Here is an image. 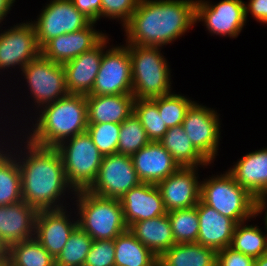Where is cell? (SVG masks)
Instances as JSON below:
<instances>
[{
    "mask_svg": "<svg viewBox=\"0 0 267 266\" xmlns=\"http://www.w3.org/2000/svg\"><path fill=\"white\" fill-rule=\"evenodd\" d=\"M196 209L200 223L197 243L216 251L230 246L237 223L206 205L201 199Z\"/></svg>",
    "mask_w": 267,
    "mask_h": 266,
    "instance_id": "cell-23",
    "label": "cell"
},
{
    "mask_svg": "<svg viewBox=\"0 0 267 266\" xmlns=\"http://www.w3.org/2000/svg\"><path fill=\"white\" fill-rule=\"evenodd\" d=\"M254 266H267V253L255 258Z\"/></svg>",
    "mask_w": 267,
    "mask_h": 266,
    "instance_id": "cell-45",
    "label": "cell"
},
{
    "mask_svg": "<svg viewBox=\"0 0 267 266\" xmlns=\"http://www.w3.org/2000/svg\"><path fill=\"white\" fill-rule=\"evenodd\" d=\"M21 75L27 82L37 111L69 94L63 65L48 60L42 55L24 66Z\"/></svg>",
    "mask_w": 267,
    "mask_h": 266,
    "instance_id": "cell-8",
    "label": "cell"
},
{
    "mask_svg": "<svg viewBox=\"0 0 267 266\" xmlns=\"http://www.w3.org/2000/svg\"><path fill=\"white\" fill-rule=\"evenodd\" d=\"M0 266H11L10 263L6 260L3 262H0Z\"/></svg>",
    "mask_w": 267,
    "mask_h": 266,
    "instance_id": "cell-47",
    "label": "cell"
},
{
    "mask_svg": "<svg viewBox=\"0 0 267 266\" xmlns=\"http://www.w3.org/2000/svg\"><path fill=\"white\" fill-rule=\"evenodd\" d=\"M250 13L257 22L267 24V0H249L245 3V18Z\"/></svg>",
    "mask_w": 267,
    "mask_h": 266,
    "instance_id": "cell-42",
    "label": "cell"
},
{
    "mask_svg": "<svg viewBox=\"0 0 267 266\" xmlns=\"http://www.w3.org/2000/svg\"><path fill=\"white\" fill-rule=\"evenodd\" d=\"M55 148L61 155L68 183L75 191L87 189L94 182L103 159L88 132L68 138Z\"/></svg>",
    "mask_w": 267,
    "mask_h": 266,
    "instance_id": "cell-7",
    "label": "cell"
},
{
    "mask_svg": "<svg viewBox=\"0 0 267 266\" xmlns=\"http://www.w3.org/2000/svg\"><path fill=\"white\" fill-rule=\"evenodd\" d=\"M84 266H115L114 240H94Z\"/></svg>",
    "mask_w": 267,
    "mask_h": 266,
    "instance_id": "cell-39",
    "label": "cell"
},
{
    "mask_svg": "<svg viewBox=\"0 0 267 266\" xmlns=\"http://www.w3.org/2000/svg\"><path fill=\"white\" fill-rule=\"evenodd\" d=\"M255 258L245 255L230 246L217 251L216 266H254Z\"/></svg>",
    "mask_w": 267,
    "mask_h": 266,
    "instance_id": "cell-40",
    "label": "cell"
},
{
    "mask_svg": "<svg viewBox=\"0 0 267 266\" xmlns=\"http://www.w3.org/2000/svg\"><path fill=\"white\" fill-rule=\"evenodd\" d=\"M22 136L26 140L23 150L20 146L18 151L10 147L11 144L7 146L20 167L22 200L38 211L69 207L64 205V196L67 198L65 193L75 194L76 191L67 181L59 151L53 147L32 144Z\"/></svg>",
    "mask_w": 267,
    "mask_h": 266,
    "instance_id": "cell-1",
    "label": "cell"
},
{
    "mask_svg": "<svg viewBox=\"0 0 267 266\" xmlns=\"http://www.w3.org/2000/svg\"><path fill=\"white\" fill-rule=\"evenodd\" d=\"M196 0H140L123 26L127 45L161 47L196 24Z\"/></svg>",
    "mask_w": 267,
    "mask_h": 266,
    "instance_id": "cell-2",
    "label": "cell"
},
{
    "mask_svg": "<svg viewBox=\"0 0 267 266\" xmlns=\"http://www.w3.org/2000/svg\"><path fill=\"white\" fill-rule=\"evenodd\" d=\"M128 229L158 258L176 244L168 214L135 222Z\"/></svg>",
    "mask_w": 267,
    "mask_h": 266,
    "instance_id": "cell-25",
    "label": "cell"
},
{
    "mask_svg": "<svg viewBox=\"0 0 267 266\" xmlns=\"http://www.w3.org/2000/svg\"><path fill=\"white\" fill-rule=\"evenodd\" d=\"M73 198L78 226L93 240H114L128 230L120 199L102 197L86 189L77 190Z\"/></svg>",
    "mask_w": 267,
    "mask_h": 266,
    "instance_id": "cell-4",
    "label": "cell"
},
{
    "mask_svg": "<svg viewBox=\"0 0 267 266\" xmlns=\"http://www.w3.org/2000/svg\"><path fill=\"white\" fill-rule=\"evenodd\" d=\"M93 239L77 226L55 259L56 266H84Z\"/></svg>",
    "mask_w": 267,
    "mask_h": 266,
    "instance_id": "cell-32",
    "label": "cell"
},
{
    "mask_svg": "<svg viewBox=\"0 0 267 266\" xmlns=\"http://www.w3.org/2000/svg\"><path fill=\"white\" fill-rule=\"evenodd\" d=\"M38 210L23 200L0 206V238L10 245L34 237Z\"/></svg>",
    "mask_w": 267,
    "mask_h": 266,
    "instance_id": "cell-22",
    "label": "cell"
},
{
    "mask_svg": "<svg viewBox=\"0 0 267 266\" xmlns=\"http://www.w3.org/2000/svg\"><path fill=\"white\" fill-rule=\"evenodd\" d=\"M198 167H180L156 185L167 212L194 207L200 201Z\"/></svg>",
    "mask_w": 267,
    "mask_h": 266,
    "instance_id": "cell-15",
    "label": "cell"
},
{
    "mask_svg": "<svg viewBox=\"0 0 267 266\" xmlns=\"http://www.w3.org/2000/svg\"><path fill=\"white\" fill-rule=\"evenodd\" d=\"M120 128L117 123H96L88 124L87 132L100 153L108 156L117 153Z\"/></svg>",
    "mask_w": 267,
    "mask_h": 266,
    "instance_id": "cell-37",
    "label": "cell"
},
{
    "mask_svg": "<svg viewBox=\"0 0 267 266\" xmlns=\"http://www.w3.org/2000/svg\"><path fill=\"white\" fill-rule=\"evenodd\" d=\"M140 183L131 156L114 153L103 156L96 178L86 190L102 197L121 199Z\"/></svg>",
    "mask_w": 267,
    "mask_h": 266,
    "instance_id": "cell-12",
    "label": "cell"
},
{
    "mask_svg": "<svg viewBox=\"0 0 267 266\" xmlns=\"http://www.w3.org/2000/svg\"><path fill=\"white\" fill-rule=\"evenodd\" d=\"M75 8L92 22L101 19V0H71Z\"/></svg>",
    "mask_w": 267,
    "mask_h": 266,
    "instance_id": "cell-41",
    "label": "cell"
},
{
    "mask_svg": "<svg viewBox=\"0 0 267 266\" xmlns=\"http://www.w3.org/2000/svg\"><path fill=\"white\" fill-rule=\"evenodd\" d=\"M11 266H56L52 255L33 237L8 247Z\"/></svg>",
    "mask_w": 267,
    "mask_h": 266,
    "instance_id": "cell-31",
    "label": "cell"
},
{
    "mask_svg": "<svg viewBox=\"0 0 267 266\" xmlns=\"http://www.w3.org/2000/svg\"><path fill=\"white\" fill-rule=\"evenodd\" d=\"M195 21H202L211 35L237 38L246 26L245 2L221 0L213 5L212 1L196 0Z\"/></svg>",
    "mask_w": 267,
    "mask_h": 266,
    "instance_id": "cell-13",
    "label": "cell"
},
{
    "mask_svg": "<svg viewBox=\"0 0 267 266\" xmlns=\"http://www.w3.org/2000/svg\"><path fill=\"white\" fill-rule=\"evenodd\" d=\"M200 199L237 224L256 218L266 210L228 171L203 178Z\"/></svg>",
    "mask_w": 267,
    "mask_h": 266,
    "instance_id": "cell-5",
    "label": "cell"
},
{
    "mask_svg": "<svg viewBox=\"0 0 267 266\" xmlns=\"http://www.w3.org/2000/svg\"><path fill=\"white\" fill-rule=\"evenodd\" d=\"M40 55L41 48L32 22H21L0 32V72L10 67L15 69L16 66L22 71Z\"/></svg>",
    "mask_w": 267,
    "mask_h": 266,
    "instance_id": "cell-14",
    "label": "cell"
},
{
    "mask_svg": "<svg viewBox=\"0 0 267 266\" xmlns=\"http://www.w3.org/2000/svg\"><path fill=\"white\" fill-rule=\"evenodd\" d=\"M228 172L260 203L267 197V147L245 154Z\"/></svg>",
    "mask_w": 267,
    "mask_h": 266,
    "instance_id": "cell-21",
    "label": "cell"
},
{
    "mask_svg": "<svg viewBox=\"0 0 267 266\" xmlns=\"http://www.w3.org/2000/svg\"><path fill=\"white\" fill-rule=\"evenodd\" d=\"M109 43L106 35L95 47L63 64L69 94L88 95L100 69L103 52Z\"/></svg>",
    "mask_w": 267,
    "mask_h": 266,
    "instance_id": "cell-18",
    "label": "cell"
},
{
    "mask_svg": "<svg viewBox=\"0 0 267 266\" xmlns=\"http://www.w3.org/2000/svg\"><path fill=\"white\" fill-rule=\"evenodd\" d=\"M219 115L213 108L194 102L182 123L192 145L210 164L217 156L221 140Z\"/></svg>",
    "mask_w": 267,
    "mask_h": 266,
    "instance_id": "cell-11",
    "label": "cell"
},
{
    "mask_svg": "<svg viewBox=\"0 0 267 266\" xmlns=\"http://www.w3.org/2000/svg\"><path fill=\"white\" fill-rule=\"evenodd\" d=\"M175 243L197 242L199 218L196 206L167 212Z\"/></svg>",
    "mask_w": 267,
    "mask_h": 266,
    "instance_id": "cell-33",
    "label": "cell"
},
{
    "mask_svg": "<svg viewBox=\"0 0 267 266\" xmlns=\"http://www.w3.org/2000/svg\"><path fill=\"white\" fill-rule=\"evenodd\" d=\"M16 0H0V24L6 18L7 14L10 13L11 7Z\"/></svg>",
    "mask_w": 267,
    "mask_h": 266,
    "instance_id": "cell-43",
    "label": "cell"
},
{
    "mask_svg": "<svg viewBox=\"0 0 267 266\" xmlns=\"http://www.w3.org/2000/svg\"><path fill=\"white\" fill-rule=\"evenodd\" d=\"M104 50L94 86L88 95L132 94L129 45Z\"/></svg>",
    "mask_w": 267,
    "mask_h": 266,
    "instance_id": "cell-9",
    "label": "cell"
},
{
    "mask_svg": "<svg viewBox=\"0 0 267 266\" xmlns=\"http://www.w3.org/2000/svg\"><path fill=\"white\" fill-rule=\"evenodd\" d=\"M88 124L123 123L132 113L135 98L132 94L85 95Z\"/></svg>",
    "mask_w": 267,
    "mask_h": 266,
    "instance_id": "cell-24",
    "label": "cell"
},
{
    "mask_svg": "<svg viewBox=\"0 0 267 266\" xmlns=\"http://www.w3.org/2000/svg\"><path fill=\"white\" fill-rule=\"evenodd\" d=\"M36 114L33 128L26 129L29 136L24 135L32 144L55 148L64 140L87 131V102L83 94H68L45 105Z\"/></svg>",
    "mask_w": 267,
    "mask_h": 266,
    "instance_id": "cell-3",
    "label": "cell"
},
{
    "mask_svg": "<svg viewBox=\"0 0 267 266\" xmlns=\"http://www.w3.org/2000/svg\"><path fill=\"white\" fill-rule=\"evenodd\" d=\"M180 167H206L210 163L195 149L181 125L168 128L158 141Z\"/></svg>",
    "mask_w": 267,
    "mask_h": 266,
    "instance_id": "cell-27",
    "label": "cell"
},
{
    "mask_svg": "<svg viewBox=\"0 0 267 266\" xmlns=\"http://www.w3.org/2000/svg\"><path fill=\"white\" fill-rule=\"evenodd\" d=\"M20 201H22L21 174L17 158L9 148L0 144V206Z\"/></svg>",
    "mask_w": 267,
    "mask_h": 266,
    "instance_id": "cell-29",
    "label": "cell"
},
{
    "mask_svg": "<svg viewBox=\"0 0 267 266\" xmlns=\"http://www.w3.org/2000/svg\"><path fill=\"white\" fill-rule=\"evenodd\" d=\"M43 6L36 21H32L37 41L42 48L49 40L59 35L79 31L92 21L79 12L71 0H51Z\"/></svg>",
    "mask_w": 267,
    "mask_h": 266,
    "instance_id": "cell-10",
    "label": "cell"
},
{
    "mask_svg": "<svg viewBox=\"0 0 267 266\" xmlns=\"http://www.w3.org/2000/svg\"><path fill=\"white\" fill-rule=\"evenodd\" d=\"M120 202L128 227L135 222L167 214L156 184L141 182L126 192Z\"/></svg>",
    "mask_w": 267,
    "mask_h": 266,
    "instance_id": "cell-19",
    "label": "cell"
},
{
    "mask_svg": "<svg viewBox=\"0 0 267 266\" xmlns=\"http://www.w3.org/2000/svg\"><path fill=\"white\" fill-rule=\"evenodd\" d=\"M67 210H40L36 217L34 238L54 259L58 257L69 236L78 226V220L71 218Z\"/></svg>",
    "mask_w": 267,
    "mask_h": 266,
    "instance_id": "cell-16",
    "label": "cell"
},
{
    "mask_svg": "<svg viewBox=\"0 0 267 266\" xmlns=\"http://www.w3.org/2000/svg\"><path fill=\"white\" fill-rule=\"evenodd\" d=\"M263 219L267 232V210ZM246 222L243 221L236 225L230 247L245 255L259 258L267 253V233H263L262 228H259L258 225H246Z\"/></svg>",
    "mask_w": 267,
    "mask_h": 266,
    "instance_id": "cell-30",
    "label": "cell"
},
{
    "mask_svg": "<svg viewBox=\"0 0 267 266\" xmlns=\"http://www.w3.org/2000/svg\"><path fill=\"white\" fill-rule=\"evenodd\" d=\"M8 259V247L0 238V262Z\"/></svg>",
    "mask_w": 267,
    "mask_h": 266,
    "instance_id": "cell-44",
    "label": "cell"
},
{
    "mask_svg": "<svg viewBox=\"0 0 267 266\" xmlns=\"http://www.w3.org/2000/svg\"><path fill=\"white\" fill-rule=\"evenodd\" d=\"M151 99L157 104L159 114L167 128L181 125L187 110L195 102L174 92Z\"/></svg>",
    "mask_w": 267,
    "mask_h": 266,
    "instance_id": "cell-36",
    "label": "cell"
},
{
    "mask_svg": "<svg viewBox=\"0 0 267 266\" xmlns=\"http://www.w3.org/2000/svg\"><path fill=\"white\" fill-rule=\"evenodd\" d=\"M149 142L146 130L134 113L121 123L117 153L132 156Z\"/></svg>",
    "mask_w": 267,
    "mask_h": 266,
    "instance_id": "cell-35",
    "label": "cell"
},
{
    "mask_svg": "<svg viewBox=\"0 0 267 266\" xmlns=\"http://www.w3.org/2000/svg\"><path fill=\"white\" fill-rule=\"evenodd\" d=\"M115 266H158L159 258L129 229L114 239Z\"/></svg>",
    "mask_w": 267,
    "mask_h": 266,
    "instance_id": "cell-28",
    "label": "cell"
},
{
    "mask_svg": "<svg viewBox=\"0 0 267 266\" xmlns=\"http://www.w3.org/2000/svg\"><path fill=\"white\" fill-rule=\"evenodd\" d=\"M217 251L194 243H177L165 251L158 266H216Z\"/></svg>",
    "mask_w": 267,
    "mask_h": 266,
    "instance_id": "cell-26",
    "label": "cell"
},
{
    "mask_svg": "<svg viewBox=\"0 0 267 266\" xmlns=\"http://www.w3.org/2000/svg\"><path fill=\"white\" fill-rule=\"evenodd\" d=\"M132 95L151 99L171 92V69L160 47L129 45Z\"/></svg>",
    "mask_w": 267,
    "mask_h": 266,
    "instance_id": "cell-6",
    "label": "cell"
},
{
    "mask_svg": "<svg viewBox=\"0 0 267 266\" xmlns=\"http://www.w3.org/2000/svg\"><path fill=\"white\" fill-rule=\"evenodd\" d=\"M131 159L137 176L143 183L157 184L180 168L170 153L157 141H150L134 153Z\"/></svg>",
    "mask_w": 267,
    "mask_h": 266,
    "instance_id": "cell-20",
    "label": "cell"
},
{
    "mask_svg": "<svg viewBox=\"0 0 267 266\" xmlns=\"http://www.w3.org/2000/svg\"><path fill=\"white\" fill-rule=\"evenodd\" d=\"M133 113L146 130L150 141H159L168 128L160 116L157 104L152 99H135Z\"/></svg>",
    "mask_w": 267,
    "mask_h": 266,
    "instance_id": "cell-34",
    "label": "cell"
},
{
    "mask_svg": "<svg viewBox=\"0 0 267 266\" xmlns=\"http://www.w3.org/2000/svg\"><path fill=\"white\" fill-rule=\"evenodd\" d=\"M96 22L72 33L59 35L49 40L42 48L41 55L58 64H65L78 55L95 47L106 33L95 29Z\"/></svg>",
    "mask_w": 267,
    "mask_h": 266,
    "instance_id": "cell-17",
    "label": "cell"
},
{
    "mask_svg": "<svg viewBox=\"0 0 267 266\" xmlns=\"http://www.w3.org/2000/svg\"><path fill=\"white\" fill-rule=\"evenodd\" d=\"M260 204L262 207L267 208V197Z\"/></svg>",
    "mask_w": 267,
    "mask_h": 266,
    "instance_id": "cell-46",
    "label": "cell"
},
{
    "mask_svg": "<svg viewBox=\"0 0 267 266\" xmlns=\"http://www.w3.org/2000/svg\"><path fill=\"white\" fill-rule=\"evenodd\" d=\"M140 0H101V18L116 19L124 26L132 17Z\"/></svg>",
    "mask_w": 267,
    "mask_h": 266,
    "instance_id": "cell-38",
    "label": "cell"
}]
</instances>
